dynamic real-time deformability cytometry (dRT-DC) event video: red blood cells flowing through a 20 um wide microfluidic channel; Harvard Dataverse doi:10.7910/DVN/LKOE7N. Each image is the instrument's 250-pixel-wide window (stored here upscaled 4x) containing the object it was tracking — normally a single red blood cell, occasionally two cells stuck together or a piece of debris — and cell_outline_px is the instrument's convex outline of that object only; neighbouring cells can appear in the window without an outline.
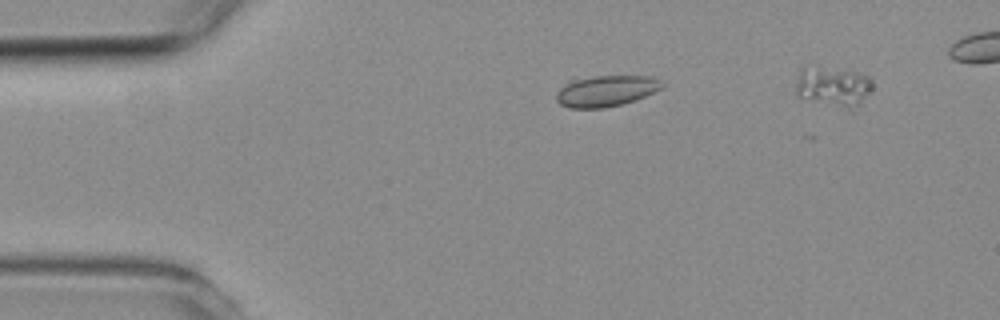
{"species": "common noctule bat (a hibernating species)", "species_latin": "Nyctalus noctula", "temperature_condition": "room temperature", "stored_images_in_passage": 3, "camera_frame_rate_fps": 3000, "um_per_image_px": 0.085, "animal": {"sex": "female", "body_mass_g": 19.3, "forearm_length_mm": 54.1}, "frame": {"image": 1, "passage_image": 1, "time_ms": 0.0, "image_size_px": [1000, 320], "cell_outline_px": [[664, 84], [660, 88], [636, 100], [604, 108], [568, 108], [560, 104], [556, 100], [556, 92], [572, 76], [648, 76], [660, 80]], "centroid_in_image_um": [51.41, 7.71], "position_along_channel_um": 33.6, "area_um2": 19.42}}